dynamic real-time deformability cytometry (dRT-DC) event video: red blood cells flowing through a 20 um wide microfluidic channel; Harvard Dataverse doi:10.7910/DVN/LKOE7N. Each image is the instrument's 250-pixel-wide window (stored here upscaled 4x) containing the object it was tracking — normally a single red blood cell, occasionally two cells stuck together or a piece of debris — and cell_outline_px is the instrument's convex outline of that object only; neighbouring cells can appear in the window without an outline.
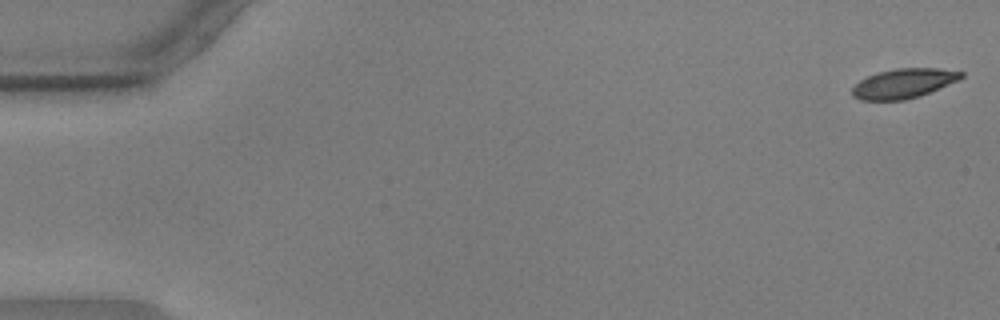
{"species": "common noctule bat (a hibernating species)", "species_latin": "Nyctalus noctula", "temperature_condition": "warm", "stored_images_in_passage": 10, "camera_frame_rate_fps": 3000, "um_per_image_px": 0.085, "animal": {"sex": "male", "body_mass_g": 17.9, "forearm_length_mm": 54.2}, "frame": {"image": 1, "passage_image": 1, "time_ms": 0.0, "image_size_px": [1000, 320], "cell_outline_px": [[964, 76], [960, 80], [920, 96], [904, 100], [860, 100], [852, 96], [852, 88], [860, 80], [868, 76], [880, 72], [896, 68], [936, 68], [964, 72]], "centroid_in_image_um": [76.83, 7.09], "position_along_channel_um": 8.2, "area_um2": 18.79}}